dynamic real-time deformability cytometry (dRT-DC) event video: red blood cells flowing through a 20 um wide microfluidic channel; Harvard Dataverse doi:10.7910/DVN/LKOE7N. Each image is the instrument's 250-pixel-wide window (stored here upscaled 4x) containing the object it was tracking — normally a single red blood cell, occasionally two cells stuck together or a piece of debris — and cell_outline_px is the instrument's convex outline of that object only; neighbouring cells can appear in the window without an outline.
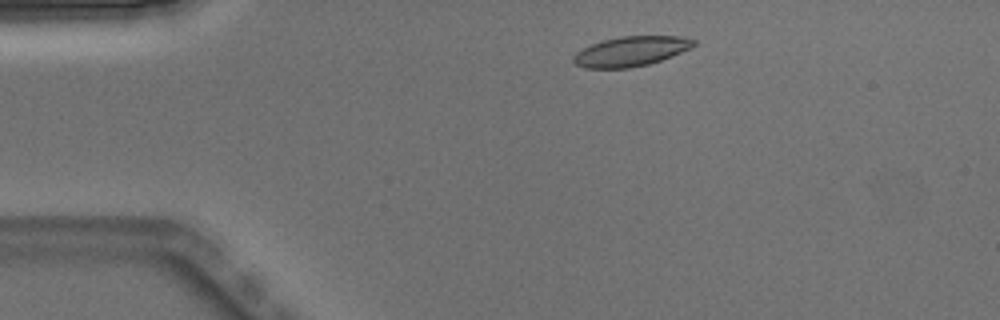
{"species": "Egyptian fruit bat (a non-hibernating species)", "species_latin": "Rousettus aegyptiacus", "temperature_condition": "warm", "stored_images_in_passage": 4, "camera_frame_rate_fps": 3000, "um_per_image_px": 0.085, "animal": {"sex": "male"}, "frame": {"image": 1, "passage_image": 2, "time_ms": 0.333, "image_size_px": [1000, 320], "cell_outline_px": [[696, 44], [692, 48], [672, 56], [648, 64], [628, 68], [584, 68], [576, 64], [572, 60], [572, 56], [576, 52], [592, 44], [604, 40], [620, 36], [680, 36], [696, 40]], "centroid_in_image_um": [53.64, 4.36], "position_along_channel_um": 31.4, "area_um2": 20.87}}
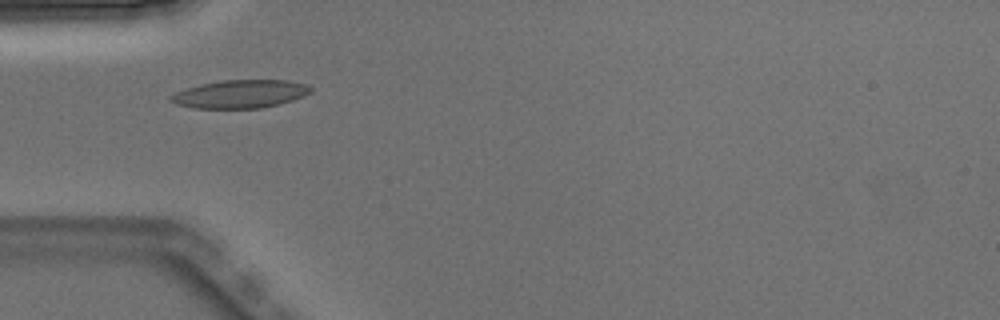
{"frame": {"image": 2, "passage_image": 3, "time_ms": 0.667, "image_size_px": [1000, 320], "cell_outline_px": [[312, 92], [304, 96], [280, 104], [260, 108], [196, 108], [176, 104], [168, 100], [168, 96], [176, 92], [200, 84], [224, 80], [288, 80], [308, 84], [312, 88]], "centroid_in_image_um": [20.44, 7.99], "position_along_channel_um": 64.6, "area_um2": 23.0}}